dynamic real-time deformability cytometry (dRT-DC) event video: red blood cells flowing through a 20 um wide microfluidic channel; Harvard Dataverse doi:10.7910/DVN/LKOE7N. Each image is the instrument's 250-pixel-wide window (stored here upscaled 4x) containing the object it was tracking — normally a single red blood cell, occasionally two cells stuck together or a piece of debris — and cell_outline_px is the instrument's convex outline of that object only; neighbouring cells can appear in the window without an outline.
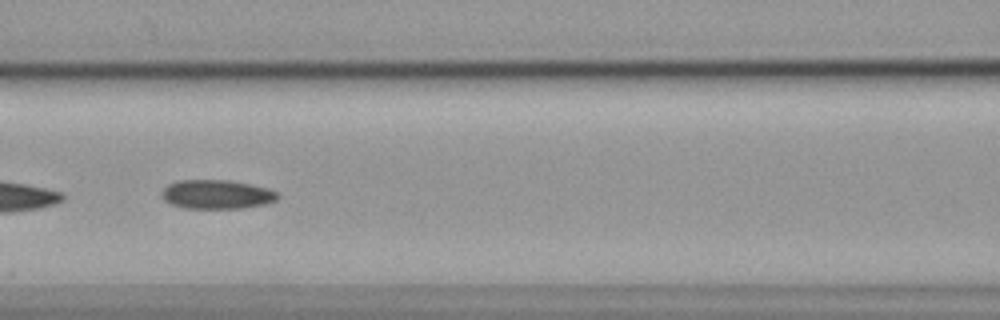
{"species": "common noctule bat (a hibernating species)", "species_latin": "Nyctalus noctula", "temperature_condition": "cold", "stored_images_in_passage": 54, "segment_of_instrument_passage": [2, 2], "camera_frame_rate_fps": 3000, "um_per_image_px": 0.085, "animal": {"sex": "female", "body_mass_g": 19.9}, "frame": {"image": 1, "passage_image": 22, "time_ms": 7.0, "image_size_px": [1000, 320], "cell_outline_px": [[280, 196], [276, 200], [264, 204], [244, 208], [184, 208], [172, 204], [164, 200], [160, 192], [168, 184], [176, 180], [228, 180], [268, 188], [276, 192]], "centroid_in_image_um": [18.4, 16.52], "position_along_channel_um": 148.2, "area_um2": 19.59}}
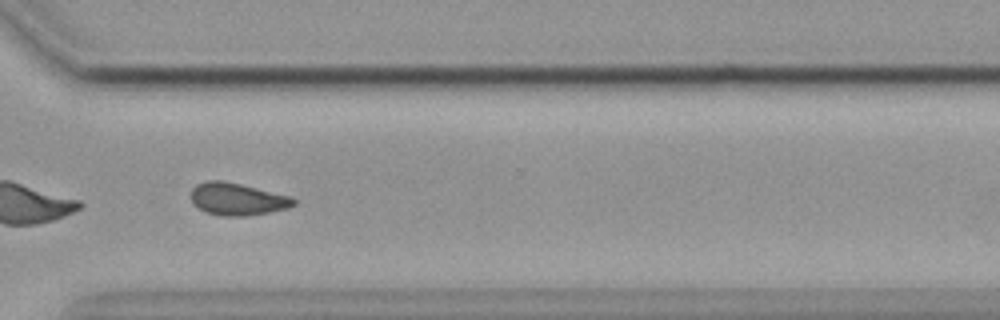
{"frame": {"image": 2, "passage_image": 39, "time_ms": 12.667, "image_size_px": [1000, 320], "cell_outline_px": [[296, 204], [288, 208], [248, 216], [224, 216], [204, 212], [192, 204], [188, 196], [192, 188], [196, 184], [208, 180], [224, 180], [292, 196], [296, 200]], "centroid_in_image_um": [20.13, 16.92], "position_along_channel_um": 350.5, "area_um2": 19.77}}
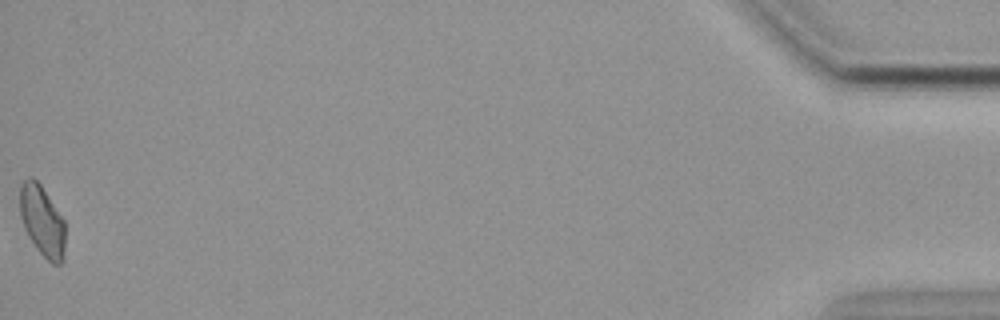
{"frame": {"image": 3, "passage_image": 54, "time_ms": 17.667, "image_size_px": [1000, 320], "cell_outline_px": [[64, 260], [60, 264], [52, 264], [36, 248], [28, 236], [24, 228], [20, 216], [20, 184], [28, 176], [32, 176], [40, 184], [64, 220]], "centroid_in_image_um": [3.57, 18.77], "position_along_channel_um": 431.6, "area_um2": 18.61}}